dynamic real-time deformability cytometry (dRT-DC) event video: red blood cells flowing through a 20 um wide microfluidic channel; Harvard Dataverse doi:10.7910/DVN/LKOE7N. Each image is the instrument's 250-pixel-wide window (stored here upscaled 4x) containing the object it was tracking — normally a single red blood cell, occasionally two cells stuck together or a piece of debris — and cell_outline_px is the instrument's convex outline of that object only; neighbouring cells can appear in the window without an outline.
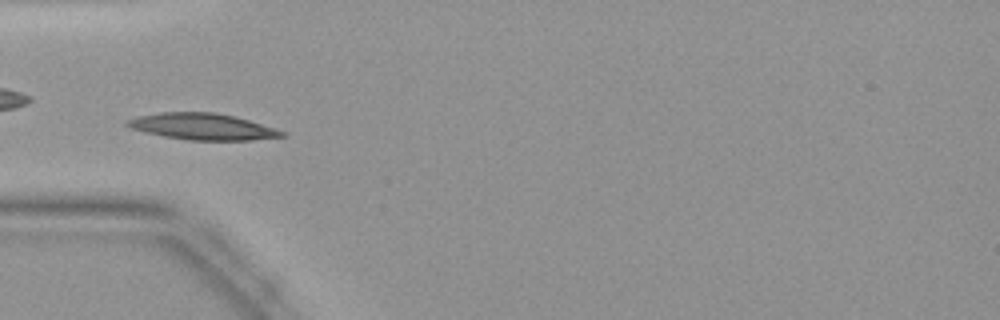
{"species": "common noctule bat (a hibernating species)", "species_latin": "Nyctalus noctula", "temperature_condition": "warm", "stored_images_in_passage": 46, "camera_frame_rate_fps": 3000, "um_per_image_px": 0.085, "animal": {"sex": "female", "body_mass_g": 19.9}, "frame": {"image": 1, "passage_image": 15, "time_ms": 4.667, "image_size_px": [1000, 320], "cell_outline_px": [[288, 136], [252, 140], [188, 140], [164, 136], [132, 128], [124, 124], [124, 120], [136, 116], [160, 112], [216, 112], [236, 116], [276, 128], [284, 132]], "centroid_in_image_um": [17.23, 10.75], "position_along_channel_um": 67.8, "area_um2": 23.93}}
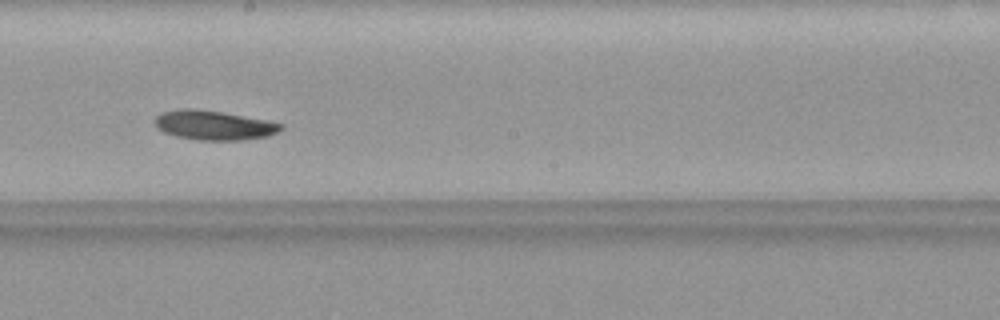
{"frame": {"image": 2, "passage_image": 26, "time_ms": 8.333, "image_size_px": [1000, 320], "cell_outline_px": [[284, 128], [268, 136], [240, 140], [196, 140], [176, 136], [164, 132], [156, 128], [152, 120], [160, 112], [184, 108], [192, 108], [220, 112], [264, 120], [284, 124]], "centroid_in_image_um": [18.11, 10.64], "position_along_channel_um": 230.1, "area_um2": 21.56}}
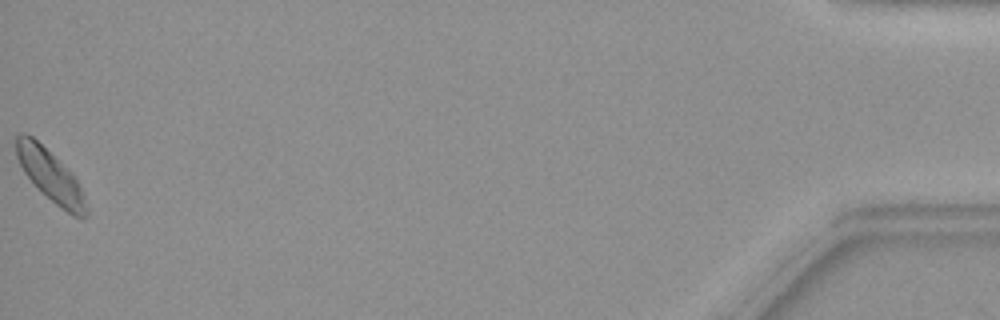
{"frame": {"image": 3, "passage_image": 46, "time_ms": 15.0, "image_size_px": [1000, 320], "cell_outline_px": [[88, 216], [84, 220], [80, 220], [72, 216], [60, 208], [24, 172], [16, 156], [16, 136], [20, 132], [24, 132], [32, 136], [72, 172], [80, 188], [88, 212]], "centroid_in_image_um": [4.31, 14.94], "position_along_channel_um": 430.9, "area_um2": 20.63}}